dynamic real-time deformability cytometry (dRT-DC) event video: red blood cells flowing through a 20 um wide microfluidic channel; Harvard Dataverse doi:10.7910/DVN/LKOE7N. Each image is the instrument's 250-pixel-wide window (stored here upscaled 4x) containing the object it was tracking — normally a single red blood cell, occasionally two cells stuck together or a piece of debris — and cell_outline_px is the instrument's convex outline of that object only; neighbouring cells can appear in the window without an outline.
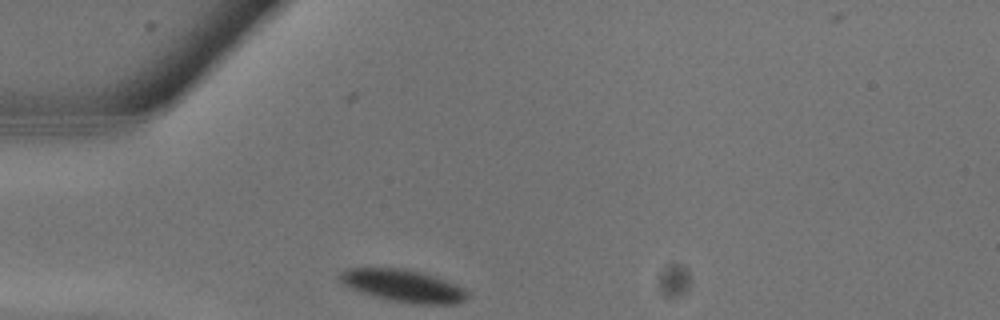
{"species": "common noctule bat (a hibernating species)", "species_latin": "Nyctalus noctula", "temperature_condition": "warm", "stored_images_in_passage": 14, "camera_frame_rate_fps": 3000, "um_per_image_px": 0.085, "animal": {"sex": "male", "body_mass_g": 13.3}, "frame": {"image": 1, "passage_image": 2, "time_ms": 0.333, "image_size_px": [1000, 320], "cell_outline_px": [[468, 296], [464, 300], [456, 304], [416, 304], [392, 300], [376, 296], [352, 288], [344, 284], [340, 280], [340, 272], [352, 268], [404, 268], [420, 272], [456, 284], [464, 288], [468, 292]], "centroid_in_image_um": [34.32, 24.29], "position_along_channel_um": 50.7, "area_um2": 23.52}}
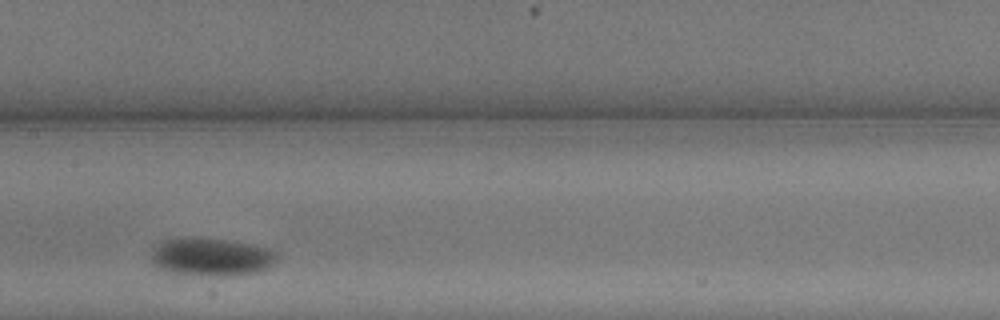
{"frame": {"image": 2, "passage_image": 8, "time_ms": 2.333, "image_size_px": [1000, 320], "cell_outline_px": [[276, 260], [268, 268], [260, 272], [224, 276], [172, 272], [156, 268], [152, 264], [152, 252], [156, 244], [160, 240], [176, 236], [192, 236], [228, 240], [252, 244], [268, 248], [276, 252]], "centroid_in_image_um": [17.91, 21.8], "position_along_channel_um": 189.5, "area_um2": 28.26}}
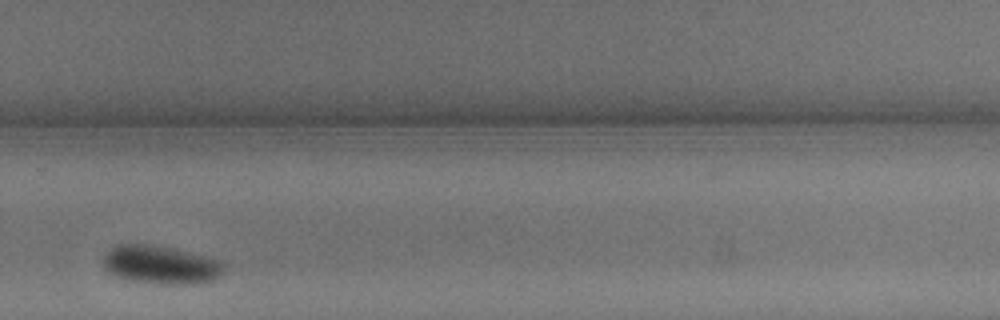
{"frame": {"image": 3, "passage_image": 13, "time_ms": 4.0, "image_size_px": [1000, 320], "cell_outline_px": [[224, 272], [212, 280], [192, 284], [164, 284], [132, 280], [116, 276], [108, 272], [104, 268], [104, 252], [116, 244], [148, 244], [172, 248], [208, 256], [224, 260]], "centroid_in_image_um": [13.68, 22.49], "position_along_channel_um": 316.1, "area_um2": 27.17}}